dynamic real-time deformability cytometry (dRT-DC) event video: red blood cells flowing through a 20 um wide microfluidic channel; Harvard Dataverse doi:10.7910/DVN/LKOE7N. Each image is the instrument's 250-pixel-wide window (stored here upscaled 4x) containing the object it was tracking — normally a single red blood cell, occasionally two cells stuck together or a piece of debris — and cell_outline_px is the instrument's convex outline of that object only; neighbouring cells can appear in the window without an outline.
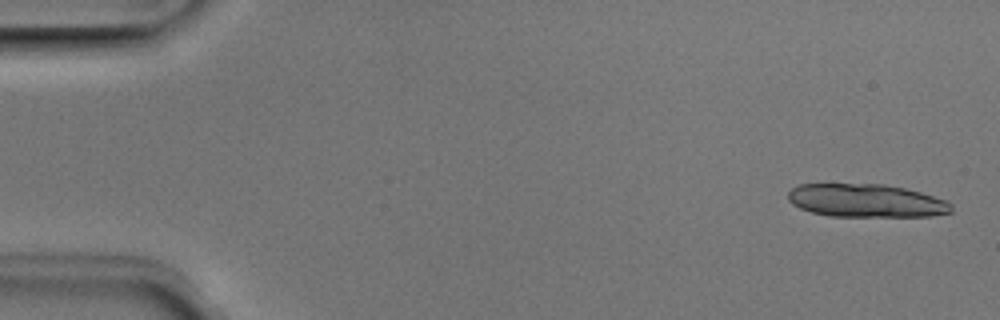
{"species": "Egyptian fruit bat (a non-hibernating species)", "species_latin": "Rousettus aegyptiacus", "temperature_condition": "room temperature", "stored_images_in_passage": 3, "camera_frame_rate_fps": 3000, "um_per_image_px": 0.085, "animal": {"sex": "male"}, "frame": {"image": 1, "passage_image": 1, "time_ms": 0.0, "image_size_px": [1000, 320], "cell_outline_px": [[952, 212], [932, 216], [828, 216], [812, 212], [800, 208], [792, 204], [788, 200], [788, 192], [792, 188], [800, 184], [884, 184], [904, 188], [920, 192], [948, 200], [952, 204]], "centroid_in_image_um": [73.64, 17.05], "position_along_channel_um": 11.4, "area_um2": 31.67}}